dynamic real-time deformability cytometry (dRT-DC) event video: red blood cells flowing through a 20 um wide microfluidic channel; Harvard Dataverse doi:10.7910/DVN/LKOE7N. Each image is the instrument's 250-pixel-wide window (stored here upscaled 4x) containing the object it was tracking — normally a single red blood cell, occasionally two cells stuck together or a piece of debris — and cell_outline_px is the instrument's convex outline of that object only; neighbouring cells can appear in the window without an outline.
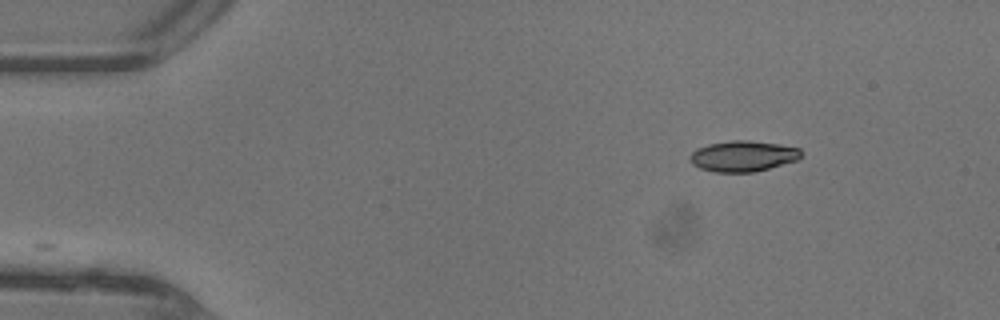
{"species": "common noctule bat (a hibernating species)", "species_latin": "Nyctalus noctula", "temperature_condition": "warm", "stored_images_in_passage": 10, "camera_frame_rate_fps": 3000, "um_per_image_px": 0.085, "animal": {"sex": "female"}, "frame": {"image": 1, "passage_image": 1, "time_ms": 0.0, "image_size_px": [1000, 320], "cell_outline_px": [[800, 156], [796, 160], [768, 168], [752, 172], [716, 172], [700, 168], [692, 164], [692, 152], [696, 148], [708, 144], [732, 140], [748, 140], [776, 144], [800, 148]], "centroid_in_image_um": [63.13, 13.26], "position_along_channel_um": 21.9, "area_um2": 19.54}}
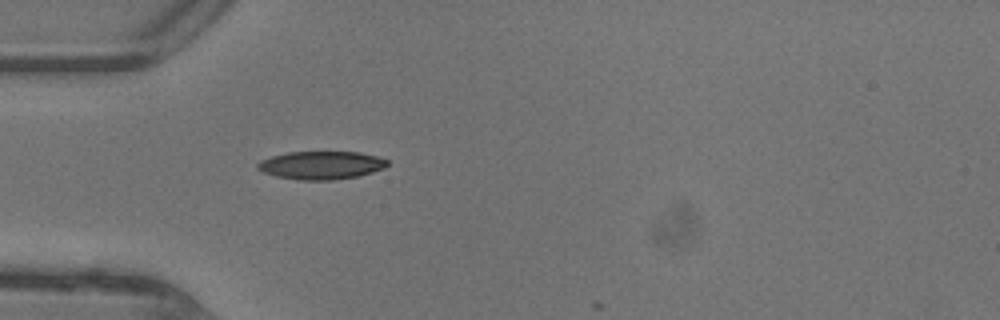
{"frame": {"image": 2, "passage_image": 9, "time_ms": 2.667, "image_size_px": [1000, 320], "cell_outline_px": [[388, 164], [384, 168], [372, 172], [356, 176], [332, 180], [296, 180], [276, 176], [264, 172], [256, 168], [256, 164], [260, 160], [272, 156], [288, 152], [360, 152], [376, 156], [388, 160]], "centroid_in_image_um": [27.28, 14.04], "position_along_channel_um": 57.7, "area_um2": 21.21}}